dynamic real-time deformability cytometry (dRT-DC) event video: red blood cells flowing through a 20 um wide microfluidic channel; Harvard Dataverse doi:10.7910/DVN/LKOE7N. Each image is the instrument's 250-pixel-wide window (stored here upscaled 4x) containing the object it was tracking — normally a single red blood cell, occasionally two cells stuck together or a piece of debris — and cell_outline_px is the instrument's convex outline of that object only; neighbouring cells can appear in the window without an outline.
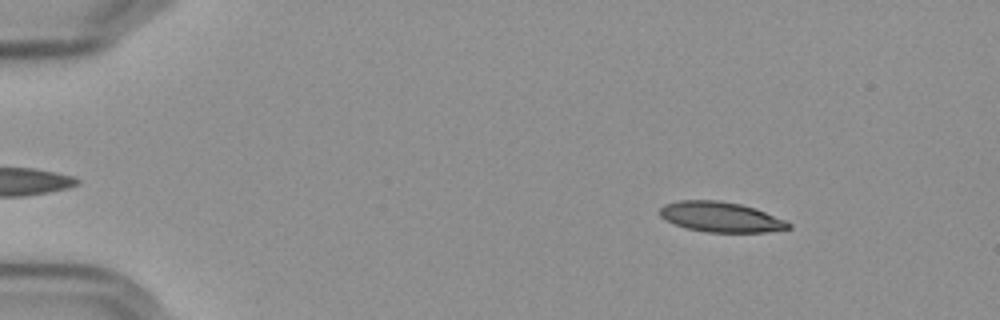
{"species": "Egyptian fruit bat (a non-hibernating species)", "species_latin": "Rousettus aegyptiacus", "temperature_condition": "cold", "stored_images_in_passage": 57, "camera_frame_rate_fps": 3000, "um_per_image_px": 0.085, "frame": {"image": 1, "passage_image": 8, "time_ms": 2.333, "image_size_px": [1000, 320], "cell_outline_px": [[792, 228], [768, 232], [708, 232], [688, 228], [664, 220], [660, 216], [660, 208], [664, 204], [676, 200], [720, 200], [740, 204], [756, 208], [788, 220], [792, 224]], "centroid_in_image_um": [61.31, 18.43], "position_along_channel_um": 23.7, "area_um2": 22.89}}
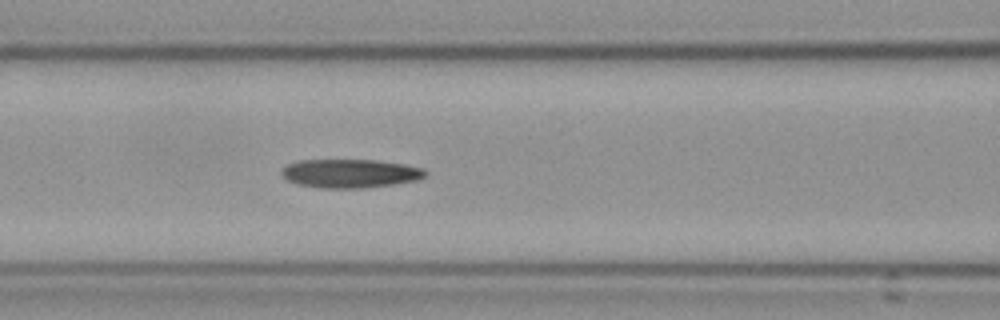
{"frame": {"image": 2, "passage_image": 25, "time_ms": 8.0, "image_size_px": [1000, 320], "cell_outline_px": [[428, 172], [420, 180], [364, 188], [320, 188], [296, 184], [288, 180], [280, 172], [280, 168], [284, 164], [296, 160], [376, 160], [404, 164], [424, 168]], "centroid_in_image_um": [29.73, 14.73], "position_along_channel_um": 136.9, "area_um2": 24.33}}
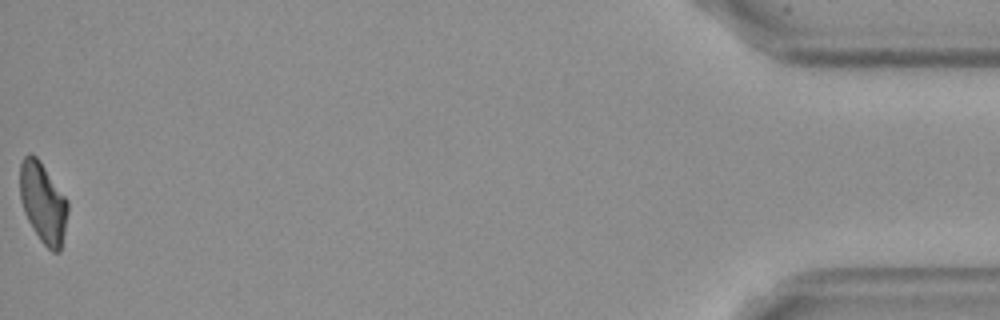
{"frame": {"image": 3, "passage_image": 57, "time_ms": 18.667, "image_size_px": [1000, 320], "cell_outline_px": [[68, 212], [60, 252], [52, 252], [40, 240], [28, 220], [24, 212], [20, 200], [20, 164], [24, 156], [28, 152], [32, 152], [40, 160], [68, 200]], "centroid_in_image_um": [3.65, 17.19], "position_along_channel_um": 431.5, "area_um2": 22.54}}